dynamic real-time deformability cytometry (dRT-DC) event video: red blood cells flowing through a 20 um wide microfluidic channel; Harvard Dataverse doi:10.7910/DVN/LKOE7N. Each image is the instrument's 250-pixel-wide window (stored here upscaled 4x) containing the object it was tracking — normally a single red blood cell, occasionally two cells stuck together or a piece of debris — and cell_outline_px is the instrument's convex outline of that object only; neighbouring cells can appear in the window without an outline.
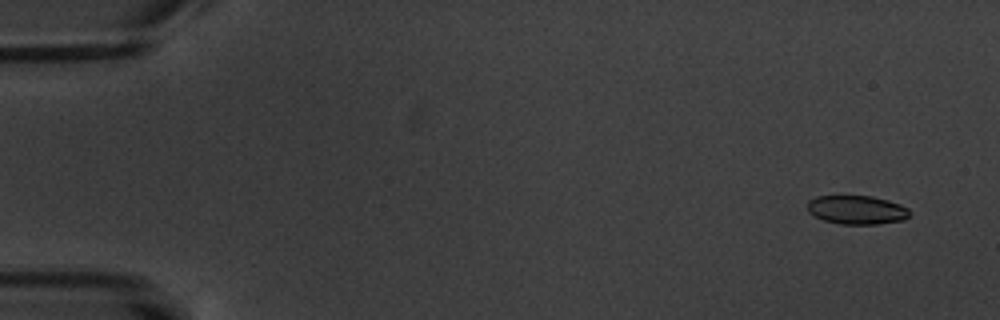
{"species": "common noctule bat (a hibernating species)", "species_latin": "Nyctalus noctula", "temperature_condition": "warm", "stored_images_in_passage": 4, "camera_frame_rate_fps": 3000, "um_per_image_px": 0.085, "animal": {"sex": "male", "body_mass_g": 20.1, "forearm_length_mm": 53.5}, "frame": {"image": 1, "passage_image": 1, "time_ms": 0.0, "image_size_px": [1000, 320], "cell_outline_px": [[912, 212], [904, 220], [876, 224], [840, 224], [824, 220], [808, 212], [808, 200], [816, 196], [872, 196], [888, 200], [900, 204], [908, 208]], "centroid_in_image_um": [72.85, 17.83], "position_along_channel_um": 12.2, "area_um2": 17.17}}